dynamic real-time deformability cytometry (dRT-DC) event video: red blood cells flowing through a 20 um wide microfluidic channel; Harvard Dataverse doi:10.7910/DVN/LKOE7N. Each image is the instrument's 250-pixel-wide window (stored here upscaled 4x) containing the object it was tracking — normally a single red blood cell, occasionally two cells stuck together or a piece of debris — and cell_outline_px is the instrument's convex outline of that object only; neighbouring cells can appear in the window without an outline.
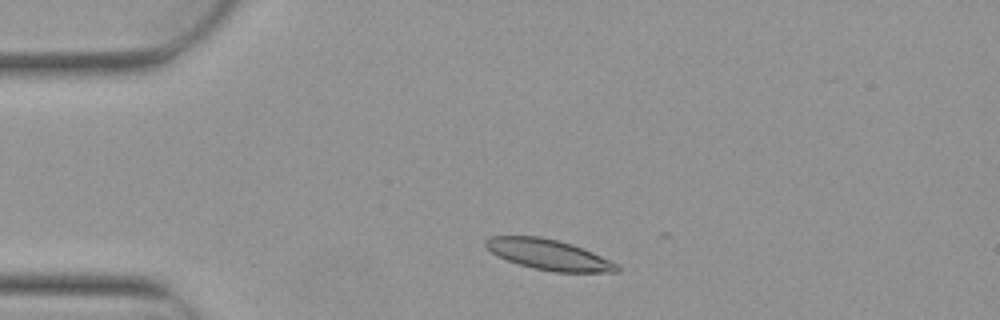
{"species": "Egyptian fruit bat (a non-hibernating species)", "species_latin": "Rousettus aegyptiacus", "temperature_condition": "warm", "stored_images_in_passage": 2, "camera_frame_rate_fps": 3000, "um_per_image_px": 0.085, "animal": {"sex": "female"}, "frame": {"image": 1, "passage_image": 1, "time_ms": 0.0, "image_size_px": [1000, 320], "cell_outline_px": [[620, 272], [552, 272], [532, 268], [508, 260], [492, 252], [484, 244], [484, 240], [492, 236], [540, 236], [572, 244], [592, 252], [620, 264]], "centroid_in_image_um": [46.69, 21.65], "position_along_channel_um": 38.3, "area_um2": 23.24}}